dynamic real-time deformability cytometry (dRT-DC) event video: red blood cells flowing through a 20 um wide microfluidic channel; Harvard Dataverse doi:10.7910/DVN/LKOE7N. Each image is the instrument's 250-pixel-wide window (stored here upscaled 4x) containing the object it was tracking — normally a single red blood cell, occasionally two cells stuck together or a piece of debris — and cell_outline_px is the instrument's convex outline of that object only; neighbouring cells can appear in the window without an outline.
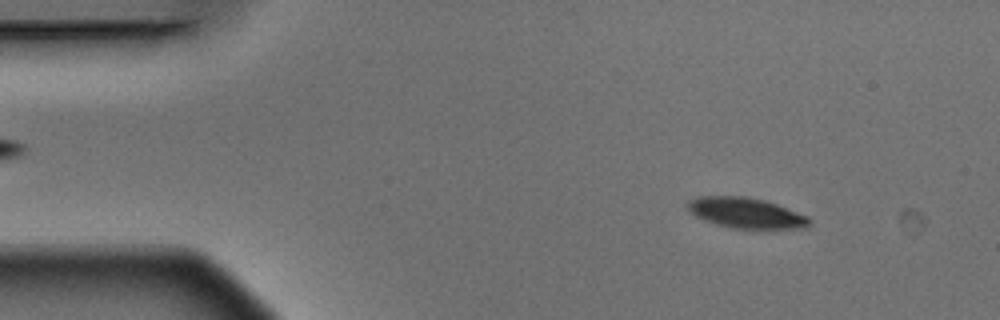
{"species": "Egyptian fruit bat (a non-hibernating species)", "species_latin": "Rousettus aegyptiacus", "temperature_condition": "warm", "stored_images_in_passage": 6, "camera_frame_rate_fps": 3000, "um_per_image_px": 0.085, "animal": {"sex": "male"}, "frame": {"image": 1, "passage_image": 1, "time_ms": 0.0, "image_size_px": [1000, 320], "cell_outline_px": [[812, 220], [804, 228], [732, 228], [716, 224], [704, 220], [696, 216], [688, 208], [688, 200], [700, 196], [744, 196], [764, 200], [776, 204], [808, 216]], "centroid_in_image_um": [63.4, 18.09], "position_along_channel_um": 21.6, "area_um2": 21.33}}
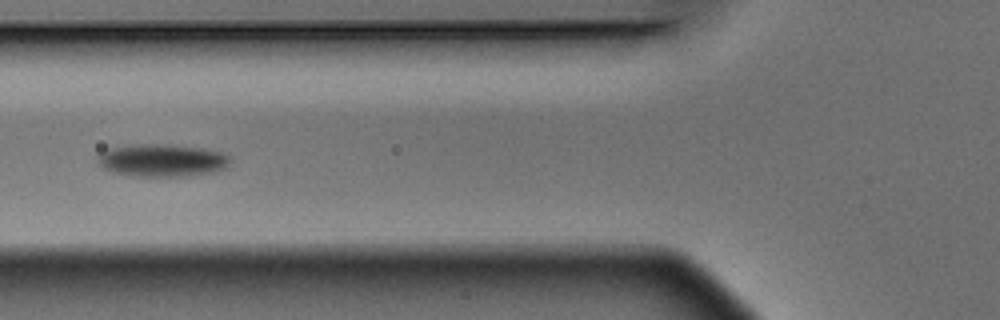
{"frame": {"image": 2, "passage_image": 5, "time_ms": 1.333, "image_size_px": [1000, 320], "cell_outline_px": [[232, 160], [224, 168], [212, 172], [188, 176], [132, 176], [116, 172], [104, 168], [96, 164], [96, 156], [112, 148], [132, 144], [168, 144], [200, 148], [224, 152], [232, 156]], "centroid_in_image_um": [13.8, 13.62], "position_along_channel_um": 112.0, "area_um2": 25.26}}
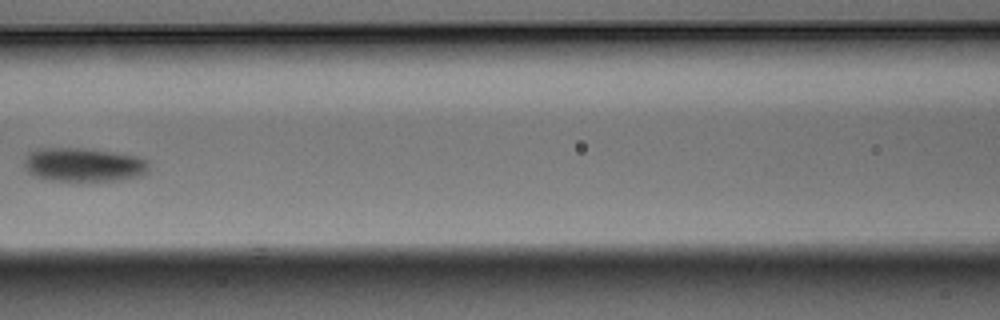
{"frame": {"image": 3, "passage_image": 6, "time_ms": 1.667, "image_size_px": [1000, 320], "cell_outline_px": [[148, 172], [140, 176], [116, 180], [48, 180], [32, 176], [24, 168], [24, 160], [28, 152], [36, 148], [80, 148], [112, 152], [140, 156], [148, 160]], "centroid_in_image_um": [7.07, 13.99], "position_along_channel_um": 159.5, "area_um2": 24.68}}